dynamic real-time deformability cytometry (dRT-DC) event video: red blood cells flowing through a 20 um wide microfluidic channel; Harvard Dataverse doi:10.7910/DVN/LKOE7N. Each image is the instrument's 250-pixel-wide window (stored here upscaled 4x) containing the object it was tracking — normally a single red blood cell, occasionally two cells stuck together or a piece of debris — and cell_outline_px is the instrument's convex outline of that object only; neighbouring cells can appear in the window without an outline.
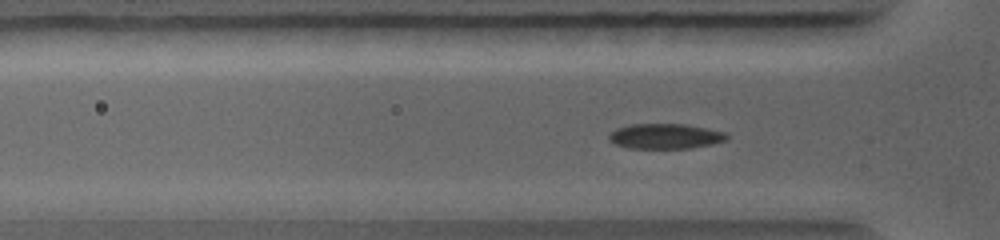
{"species": "common noctule bat (a hibernating species)", "species_latin": "Nyctalus noctula", "temperature_condition": "warm", "stored_images_in_passage": 51, "camera_frame_rate_fps": 5000, "um_per_image_px": 0.085, "animal": {"sex": "female", "body_mass_g": 19.0, "forearm_length_mm": 56.7}, "frame": {"image": 1, "passage_image": 14, "time_ms": 2.6, "image_size_px": [1000, 240], "cell_outline_px": [[728, 136], [724, 140], [712, 144], [692, 148], [628, 148], [616, 144], [608, 140], [608, 136], [616, 128], [628, 124], [684, 124], [708, 128], [724, 132]], "centroid_in_image_um": [56.52, 11.57], "position_along_channel_um": 69.3, "area_um2": 17.22}}
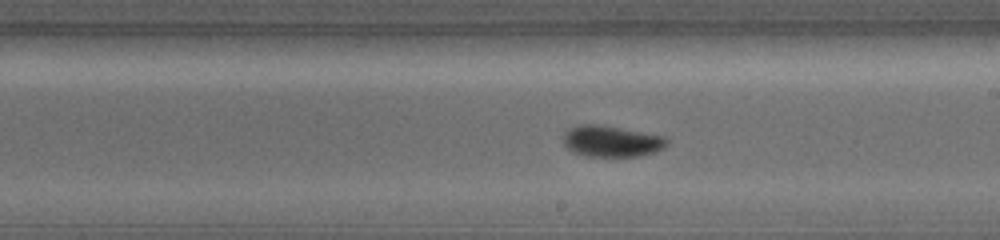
{"frame": {"image": 2, "passage_image": 30, "time_ms": 5.8, "image_size_px": [1000, 240], "cell_outline_px": [[668, 144], [664, 148], [656, 152], [640, 156], [584, 156], [572, 152], [564, 144], [564, 132], [568, 128], [580, 124], [604, 124], [664, 136], [668, 140]], "centroid_in_image_um": [51.98, 11.99], "position_along_channel_um": 237.0, "area_um2": 19.19}}
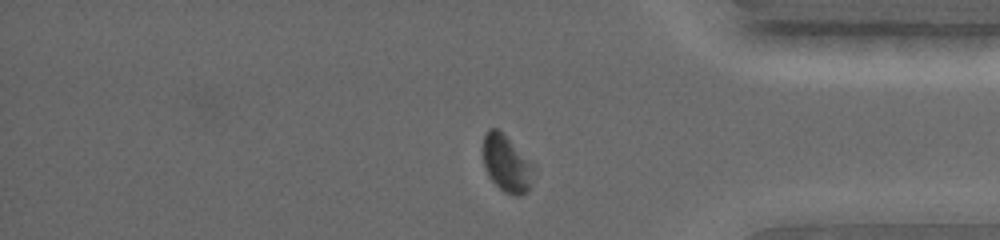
{"frame": {"image": 3, "passage_image": 46, "time_ms": 9.0, "image_size_px": [1000, 240], "cell_outline_px": [[536, 168], [532, 184], [528, 192], [520, 196], [516, 196], [504, 192], [488, 176], [484, 168], [484, 132], [488, 128], [496, 128], [536, 164]], "centroid_in_image_um": [43.12, 13.94], "position_along_channel_um": 392.1, "area_um2": 17.11}}